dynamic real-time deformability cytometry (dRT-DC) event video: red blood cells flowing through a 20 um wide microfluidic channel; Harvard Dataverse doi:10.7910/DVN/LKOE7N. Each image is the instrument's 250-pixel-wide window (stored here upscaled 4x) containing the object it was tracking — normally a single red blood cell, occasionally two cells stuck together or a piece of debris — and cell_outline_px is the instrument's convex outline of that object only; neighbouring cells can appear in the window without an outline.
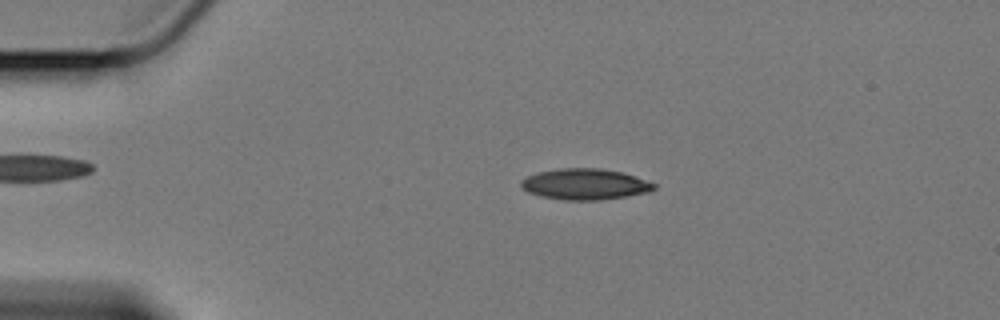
{"species": "Egyptian fruit bat (a non-hibernating species)", "species_latin": "Rousettus aegyptiacus", "temperature_condition": "cold", "stored_images_in_passage": 50, "camera_frame_rate_fps": 3000, "um_per_image_px": 0.085, "animal": {"sex": "female"}, "frame": {"image": 1, "passage_image": 4, "time_ms": 1.0, "image_size_px": [1000, 320], "cell_outline_px": [[656, 188], [648, 192], [600, 200], [564, 200], [540, 196], [528, 192], [520, 188], [520, 180], [528, 176], [540, 172], [560, 168], [600, 168], [620, 172], [656, 184]], "centroid_in_image_um": [49.67, 15.66], "position_along_channel_um": 35.3, "area_um2": 23.76}}
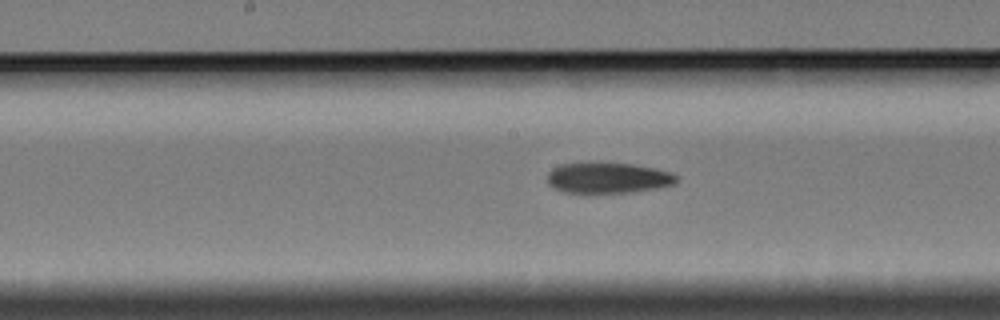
{"frame": {"image": 2, "passage_image": 22, "time_ms": 7.0, "image_size_px": [1000, 320], "cell_outline_px": [[680, 180], [676, 184], [656, 188], [632, 192], [564, 192], [548, 184], [548, 172], [552, 168], [560, 164], [632, 164], [656, 168], [672, 172], [680, 176]], "centroid_in_image_um": [51.77, 15.13], "position_along_channel_um": 196.4, "area_um2": 22.83}}
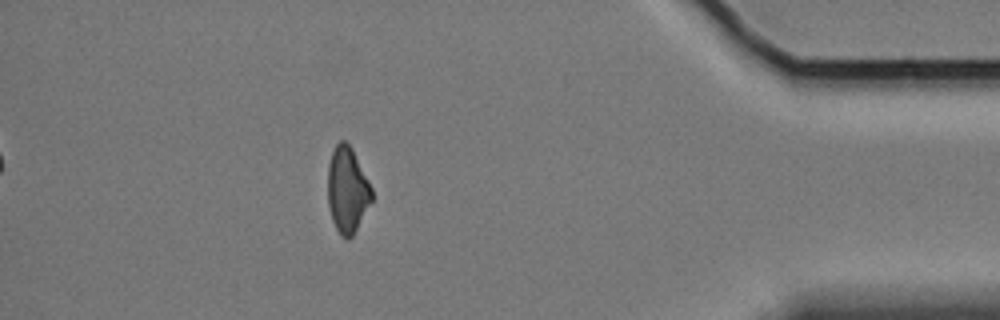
{"frame": {"image": 3, "passage_image": 44, "time_ms": 14.333, "image_size_px": [1000, 320], "cell_outline_px": [[372, 200], [352, 236], [348, 240], [344, 240], [340, 236], [332, 220], [328, 208], [328, 164], [332, 152], [336, 144], [340, 140], [344, 140], [352, 148], [372, 188]], "centroid_in_image_um": [29.5, 16.16], "position_along_channel_um": 405.7, "area_um2": 21.96}}